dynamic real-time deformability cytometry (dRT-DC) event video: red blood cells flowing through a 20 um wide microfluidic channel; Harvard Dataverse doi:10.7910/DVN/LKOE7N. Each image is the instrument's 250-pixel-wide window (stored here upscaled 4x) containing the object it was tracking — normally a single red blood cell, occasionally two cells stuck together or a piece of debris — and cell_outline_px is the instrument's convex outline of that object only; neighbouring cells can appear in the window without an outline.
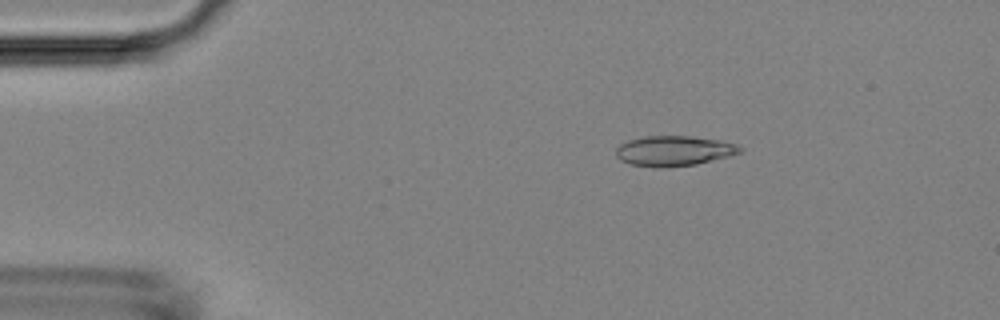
{"species": "Egyptian fruit bat (a non-hibernating species)", "species_latin": "Rousettus aegyptiacus", "temperature_condition": "room temperature", "stored_images_in_passage": 7, "camera_frame_rate_fps": 3000, "um_per_image_px": 0.085, "animal": {"sex": "female"}, "frame": {"image": 1, "passage_image": 2, "time_ms": 1.667, "image_size_px": [1000, 320], "cell_outline_px": [[744, 148], [740, 152], [728, 156], [696, 164], [668, 168], [656, 168], [628, 164], [620, 160], [616, 156], [616, 148], [620, 144], [628, 140], [644, 136], [692, 136], [720, 140], [736, 144]], "centroid_in_image_um": [57.25, 12.83], "position_along_channel_um": 27.8, "area_um2": 22.02}}
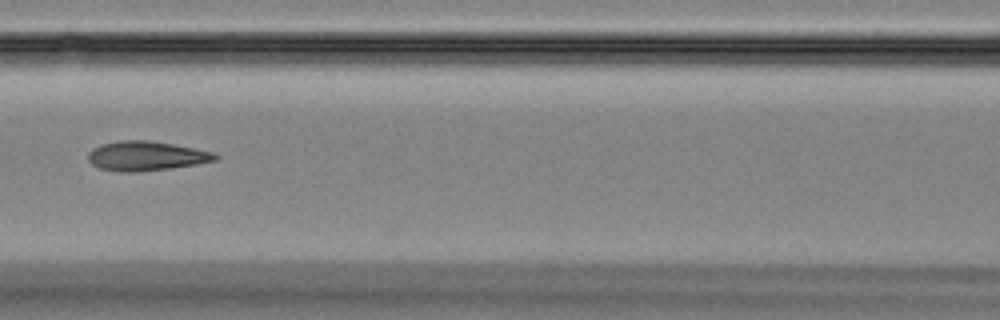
{"frame": {"image": 2, "passage_image": 6, "time_ms": 6.333, "image_size_px": [1000, 320], "cell_outline_px": [[220, 156], [216, 160], [196, 164], [168, 168], [136, 172], [120, 172], [100, 168], [92, 164], [88, 160], [88, 152], [92, 148], [100, 144], [120, 140], [148, 140], [196, 148], [216, 152]], "centroid_in_image_um": [12.42, 13.24], "position_along_channel_um": 154.2, "area_um2": 21.91}}
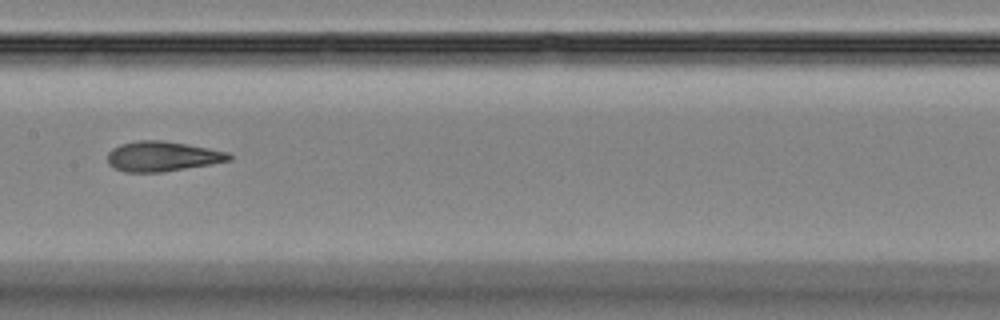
{"frame": {"image": 3, "passage_image": 7, "time_ms": 7.333, "image_size_px": [1000, 320], "cell_outline_px": [[232, 160], [212, 164], [164, 172], [124, 172], [108, 164], [108, 152], [112, 148], [120, 144], [140, 140], [164, 140], [208, 148], [228, 152], [232, 156]], "centroid_in_image_um": [13.81, 13.29], "position_along_channel_um": 193.6, "area_um2": 21.33}}